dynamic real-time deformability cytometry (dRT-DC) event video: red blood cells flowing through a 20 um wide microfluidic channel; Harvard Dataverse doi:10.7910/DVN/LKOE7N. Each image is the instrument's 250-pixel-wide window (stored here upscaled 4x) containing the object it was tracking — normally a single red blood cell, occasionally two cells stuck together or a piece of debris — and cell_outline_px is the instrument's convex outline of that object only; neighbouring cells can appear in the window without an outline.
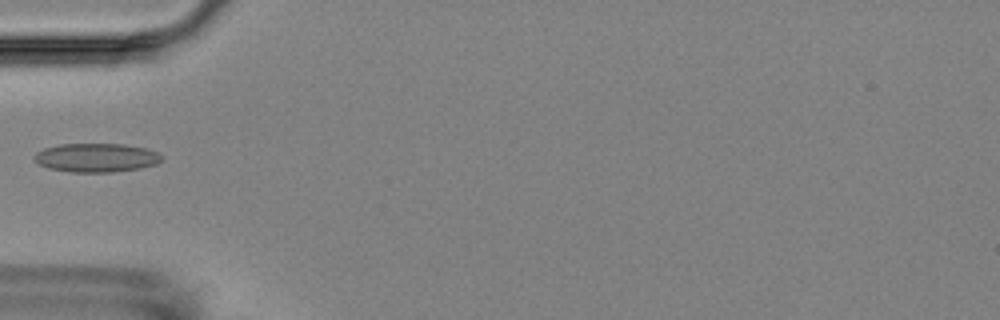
{"species": "Egyptian fruit bat (a non-hibernating species)", "species_latin": "Rousettus aegyptiacus", "temperature_condition": "room temperature", "stored_images_in_passage": 6, "camera_frame_rate_fps": 3000, "um_per_image_px": 0.085, "animal": {"sex": "female"}, "frame": {"image": 1, "passage_image": 6, "time_ms": 5.667, "image_size_px": [1000, 320], "cell_outline_px": [[164, 160], [156, 164], [140, 168], [112, 172], [68, 172], [48, 168], [40, 164], [32, 156], [36, 152], [44, 148], [56, 144], [124, 144], [144, 148], [156, 152], [164, 156]], "centroid_in_image_um": [8.18, 13.4], "position_along_channel_um": 76.8, "area_um2": 21.5}}